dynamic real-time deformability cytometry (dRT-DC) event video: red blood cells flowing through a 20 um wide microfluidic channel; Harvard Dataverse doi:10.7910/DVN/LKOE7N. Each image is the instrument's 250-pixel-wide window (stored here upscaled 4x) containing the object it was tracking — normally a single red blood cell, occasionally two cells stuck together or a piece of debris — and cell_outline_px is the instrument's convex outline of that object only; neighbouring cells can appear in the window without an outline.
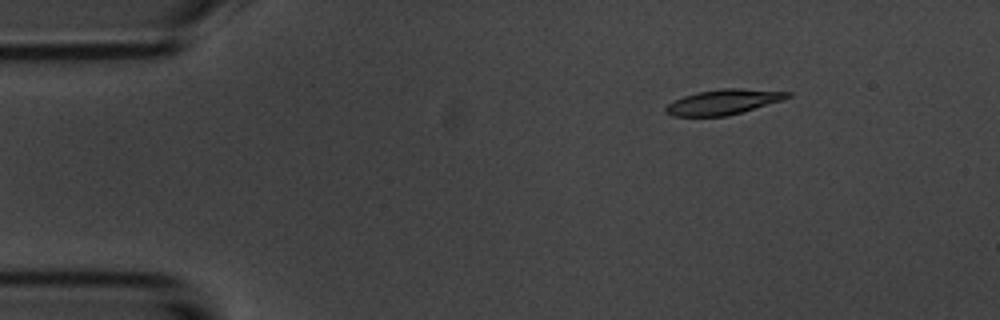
{"species": "common noctule bat (a hibernating species)", "species_latin": "Nyctalus noctula", "temperature_condition": "room temperature", "stored_images_in_passage": 5, "camera_frame_rate_fps": 3000, "um_per_image_px": 0.085, "animal": {"sex": "male", "body_mass_g": 20.1, "forearm_length_mm": 53.5}, "frame": {"image": 1, "passage_image": 3, "time_ms": 2.333, "image_size_px": [1000, 320], "cell_outline_px": [[792, 96], [784, 100], [728, 116], [672, 116], [664, 112], [664, 108], [668, 104], [684, 96], [696, 92], [720, 88], [740, 88], [792, 92]], "centroid_in_image_um": [61.51, 8.66], "position_along_channel_um": 23.5, "area_um2": 17.98}}